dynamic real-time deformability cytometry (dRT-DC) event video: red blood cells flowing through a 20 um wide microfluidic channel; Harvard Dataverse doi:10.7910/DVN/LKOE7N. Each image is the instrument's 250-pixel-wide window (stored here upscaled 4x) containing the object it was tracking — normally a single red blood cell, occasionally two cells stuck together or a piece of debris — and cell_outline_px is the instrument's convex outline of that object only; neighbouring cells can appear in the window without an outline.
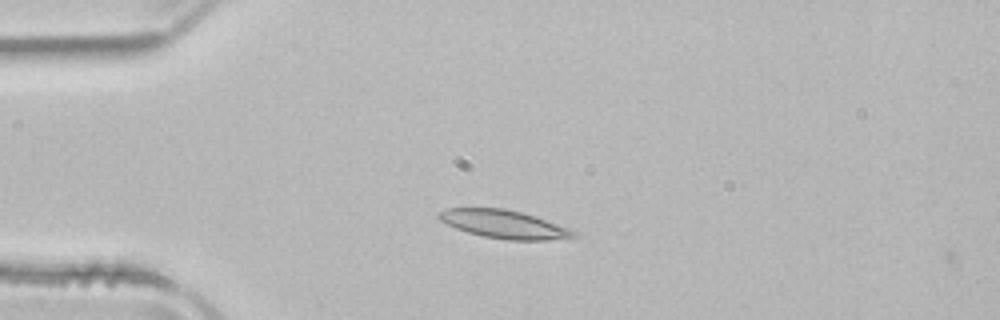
{"species": "common noctule bat (a hibernating species)", "species_latin": "Nyctalus noctula", "temperature_condition": "room temperature", "stored_images_in_passage": 3, "camera_frame_rate_fps": 3000, "um_per_image_px": 0.085, "animal": {"sex": "male", "body_mass_g": 21.5, "forearm_length_mm": 52.0}, "frame": {"image": 1, "passage_image": 2, "time_ms": 0.333, "image_size_px": [1000, 320], "cell_outline_px": [[580, 236], [548, 240], [508, 240], [484, 236], [468, 232], [456, 228], [440, 220], [436, 216], [436, 212], [448, 208], [504, 208], [536, 216], [568, 228], [576, 232]], "centroid_in_image_um": [42.83, 19.05], "position_along_channel_um": 42.2, "area_um2": 22.08}}